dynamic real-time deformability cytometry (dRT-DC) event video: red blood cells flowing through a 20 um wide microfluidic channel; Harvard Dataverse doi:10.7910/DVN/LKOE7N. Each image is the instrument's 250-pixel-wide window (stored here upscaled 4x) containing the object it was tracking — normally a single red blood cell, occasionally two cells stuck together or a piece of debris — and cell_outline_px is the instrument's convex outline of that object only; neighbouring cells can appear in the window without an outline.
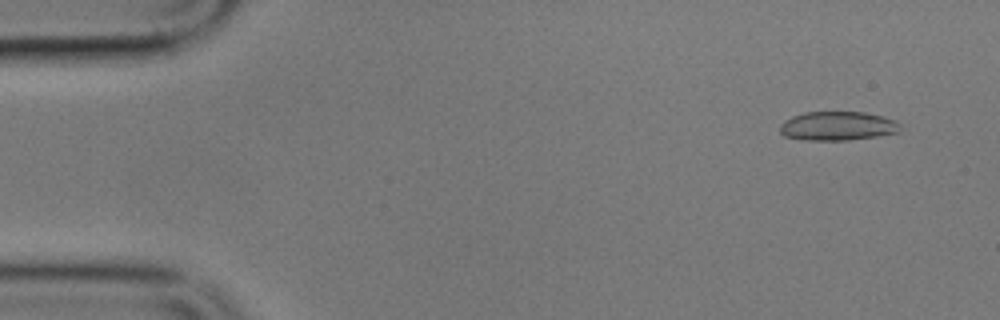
{"species": "common noctule bat (a hibernating species)", "species_latin": "Nyctalus noctula", "temperature_condition": "cold", "stored_images_in_passage": 10, "camera_frame_rate_fps": 3000, "um_per_image_px": 0.085, "animal": {"sex": "male", "body_mass_g": 17.9}, "frame": {"image": 1, "passage_image": 1, "time_ms": 0.0, "image_size_px": [1000, 320], "cell_outline_px": [[900, 132], [876, 136], [848, 140], [804, 140], [784, 136], [780, 132], [780, 124], [784, 120], [792, 116], [804, 112], [864, 112], [884, 116], [896, 120], [900, 124]], "centroid_in_image_um": [71.2, 10.7], "position_along_channel_um": 13.8, "area_um2": 20.46}}
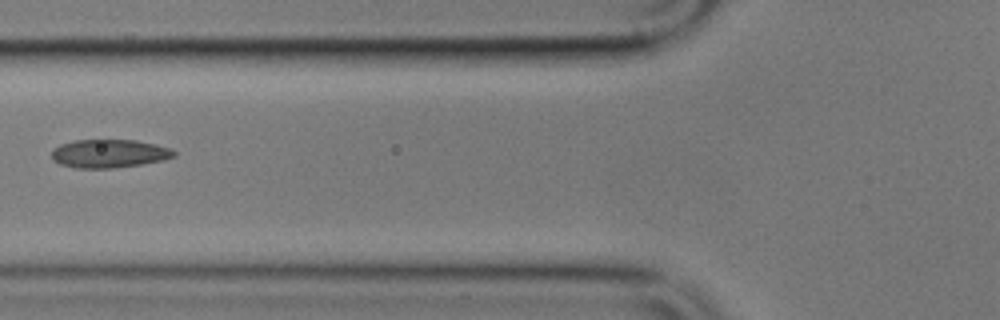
{"frame": {"image": 2, "passage_image": 5, "time_ms": 5.667, "image_size_px": [1000, 320], "cell_outline_px": [[176, 156], [164, 160], [140, 164], [112, 168], [76, 168], [60, 164], [52, 160], [52, 152], [60, 144], [72, 140], [136, 140], [156, 144], [168, 148], [176, 152]], "centroid_in_image_um": [9.28, 13.05], "position_along_channel_um": 116.5, "area_um2": 20.17}}
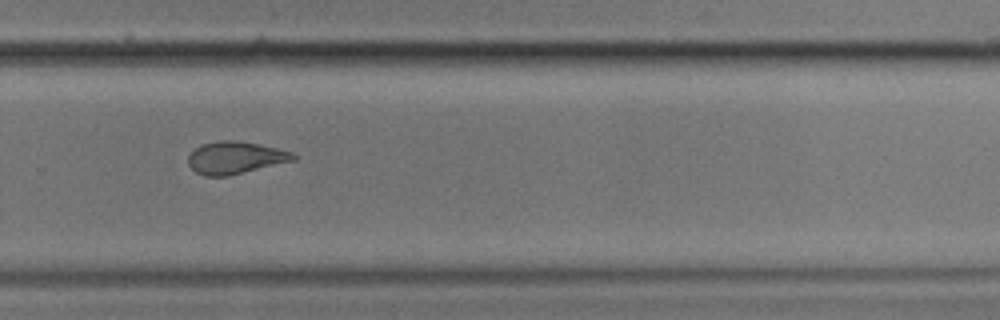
{"frame": {"image": 3, "passage_image": 10, "time_ms": 11.333, "image_size_px": [1000, 320], "cell_outline_px": [[296, 160], [228, 176], [204, 176], [196, 172], [188, 164], [188, 156], [200, 144], [220, 140], [236, 140], [260, 144], [292, 152], [296, 156]], "centroid_in_image_um": [19.99, 13.4], "position_along_channel_um": 309.8, "area_um2": 19.83}}